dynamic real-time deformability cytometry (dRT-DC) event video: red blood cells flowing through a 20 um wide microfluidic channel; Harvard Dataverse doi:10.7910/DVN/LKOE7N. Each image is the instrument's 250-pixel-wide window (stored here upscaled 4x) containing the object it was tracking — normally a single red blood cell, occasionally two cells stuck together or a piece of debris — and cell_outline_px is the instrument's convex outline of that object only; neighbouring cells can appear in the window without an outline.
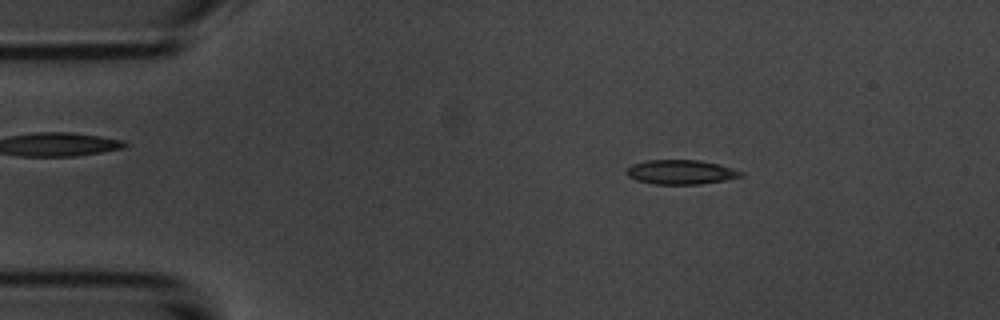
{"species": "common noctule bat (a hibernating species)", "species_latin": "Nyctalus noctula", "temperature_condition": "room temperature", "stored_images_in_passage": 53, "camera_frame_rate_fps": 3000, "um_per_image_px": 0.085, "animal": {"sex": "male", "body_mass_g": 20.1, "forearm_length_mm": 53.5}, "frame": {"image": 1, "passage_image": 8, "time_ms": 2.333, "image_size_px": [1000, 320], "cell_outline_px": [[744, 176], [724, 180], [700, 184], [656, 184], [636, 180], [628, 176], [624, 172], [632, 164], [648, 160], [700, 160], [732, 168], [744, 172]], "centroid_in_image_um": [57.86, 14.63], "position_along_channel_um": 27.1, "area_um2": 16.18}}
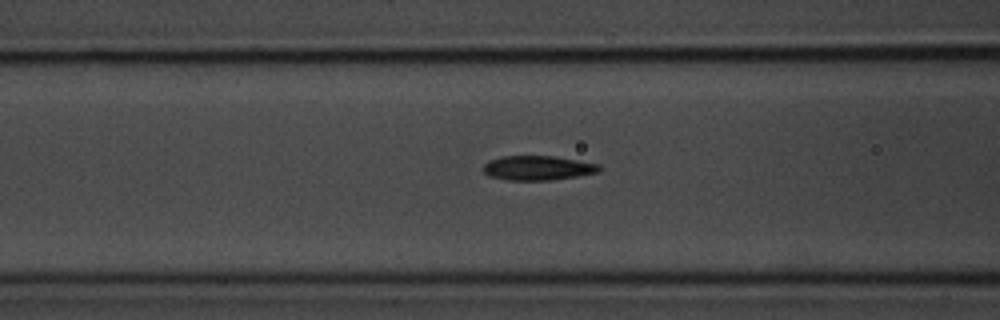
{"frame": {"image": 2, "passage_image": 20, "time_ms": 6.333, "image_size_px": [1000, 320], "cell_outline_px": [[600, 168], [596, 172], [576, 176], [552, 180], [508, 180], [488, 176], [484, 172], [484, 164], [488, 160], [504, 156], [556, 156], [600, 164]], "centroid_in_image_um": [45.68, 14.27], "position_along_channel_um": 120.9, "area_um2": 16.47}}
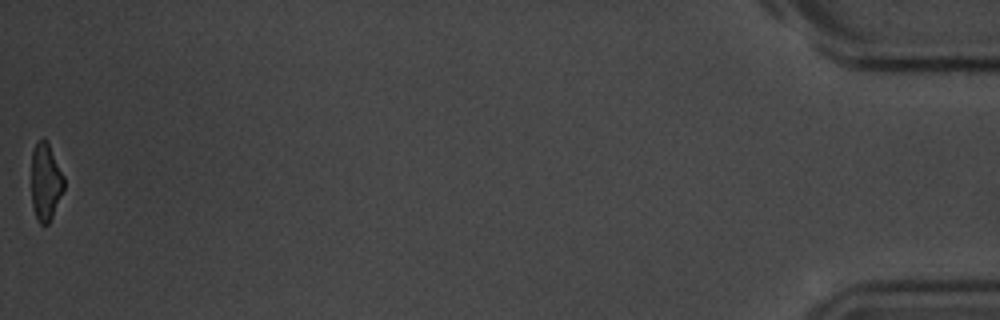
{"frame": {"image": 3, "passage_image": 53, "time_ms": 17.333, "image_size_px": [1000, 320], "cell_outline_px": [[64, 188], [52, 216], [48, 224], [40, 224], [36, 220], [32, 208], [32, 152], [36, 144], [44, 136], [48, 140], [64, 176]], "centroid_in_image_um": [3.87, 15.44], "position_along_channel_um": 431.3, "area_um2": 14.8}, "authors_computed_cell_mechanics": {"area_um2": 16.4152, "velocity_mm_per_s": 3.7209, "shape_relaxation_time_tau1_ms": 2.5747, "shape_relaxation_time_tau2_ms": 2.9226, "deformation_change_tau1": 0.167, "deformation_change_tau2": 0.1042}}